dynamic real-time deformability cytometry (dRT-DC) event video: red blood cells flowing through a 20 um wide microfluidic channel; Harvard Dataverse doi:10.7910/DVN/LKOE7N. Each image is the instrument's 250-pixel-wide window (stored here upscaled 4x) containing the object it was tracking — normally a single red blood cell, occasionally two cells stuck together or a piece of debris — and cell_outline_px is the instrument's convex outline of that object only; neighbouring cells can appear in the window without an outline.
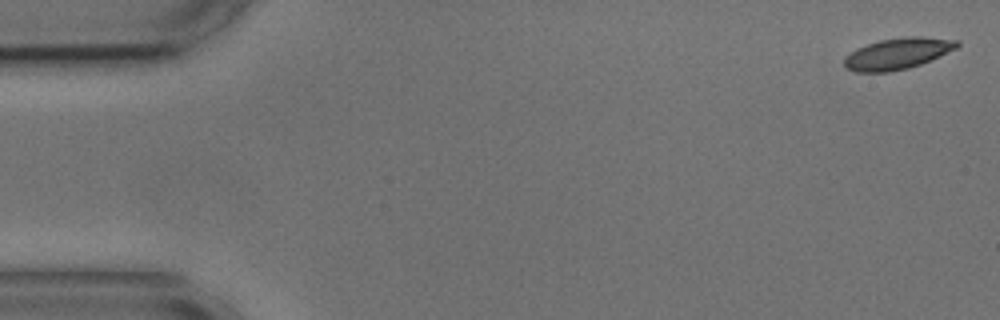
{"species": "common noctule bat (a hibernating species)", "species_latin": "Nyctalus noctula", "temperature_condition": "cold", "stored_images_in_passage": 3, "camera_frame_rate_fps": 3000, "um_per_image_px": 0.085, "animal": {"sex": "male", "body_mass_g": 17.9, "forearm_length_mm": 54.2}, "frame": {"image": 1, "passage_image": 1, "time_ms": 0.0, "image_size_px": [1000, 320], "cell_outline_px": [[960, 44], [956, 48], [920, 64], [908, 68], [888, 72], [856, 72], [848, 68], [844, 64], [844, 56], [856, 48], [880, 40], [908, 36], [920, 36], [960, 40]], "centroid_in_image_um": [76.28, 4.55], "position_along_channel_um": 8.7, "area_um2": 20.4}}